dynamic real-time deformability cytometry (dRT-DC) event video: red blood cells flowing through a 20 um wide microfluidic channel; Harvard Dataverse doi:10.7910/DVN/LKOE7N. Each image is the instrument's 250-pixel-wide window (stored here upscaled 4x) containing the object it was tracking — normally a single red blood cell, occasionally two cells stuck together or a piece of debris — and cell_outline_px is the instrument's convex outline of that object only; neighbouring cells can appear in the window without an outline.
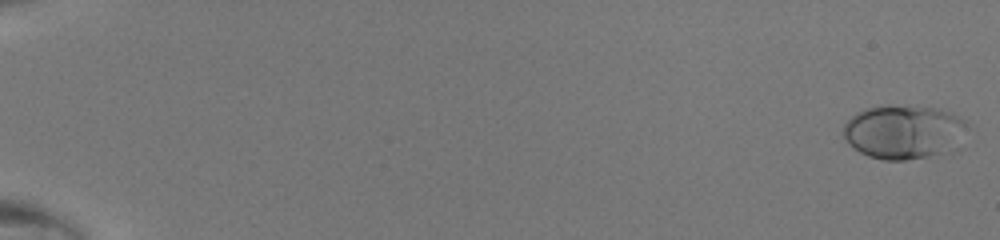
{"species": "human", "species_latin": "Homo sapiens", "temperature_condition": "room temperature", "stored_images_in_passage": 49, "camera_frame_rate_fps": 3000, "um_per_image_px": 0.085, "donor": {"sex": "male"}, "frame": {"image": 1, "passage_image": 1, "time_ms": 0.0, "image_size_px": [1000, 240], "cell_outline_px": [[968, 124], [940, 152], [928, 156], [904, 160], [884, 160], [868, 156], [852, 148], [840, 132], [844, 124], [856, 112], [864, 108], [888, 104], [936, 108], [952, 112], [964, 120]], "centroid_in_image_um": [76.62, 11.16], "position_along_channel_um": 8.4, "area_um2": 38.03}}
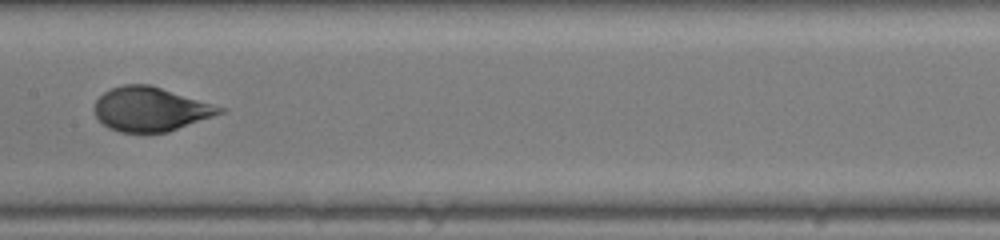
{"frame": {"image": 2, "passage_image": 28, "time_ms": 9.0, "image_size_px": [1000, 240], "cell_outline_px": [[228, 108], [224, 112], [168, 132], [120, 132], [108, 128], [96, 116], [92, 108], [96, 100], [104, 92], [112, 88], [124, 84], [152, 84]], "centroid_in_image_um": [12.81, 9.26], "position_along_channel_um": 194.6, "area_um2": 32.48}}
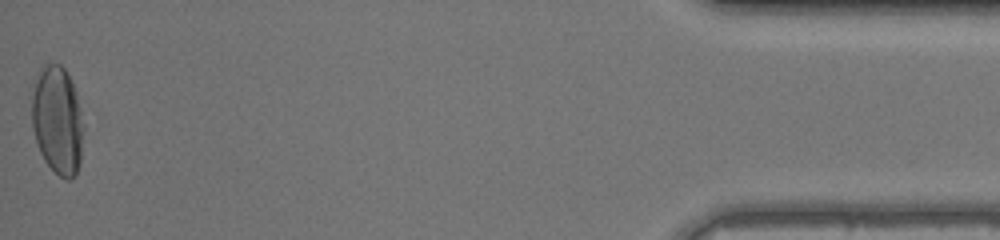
{"frame": {"image": 3, "passage_image": 49, "time_ms": 16.0, "image_size_px": [1000, 240], "cell_outline_px": [[84, 128], [80, 160], [76, 176], [72, 180], [68, 180], [60, 176], [44, 160], [40, 152], [32, 128], [32, 96], [36, 80], [40, 68], [44, 64], [60, 64], [64, 68], [76, 92], [80, 108]], "centroid_in_image_um": [4.89, 10.25], "position_along_channel_um": 430.3, "area_um2": 32.54}}